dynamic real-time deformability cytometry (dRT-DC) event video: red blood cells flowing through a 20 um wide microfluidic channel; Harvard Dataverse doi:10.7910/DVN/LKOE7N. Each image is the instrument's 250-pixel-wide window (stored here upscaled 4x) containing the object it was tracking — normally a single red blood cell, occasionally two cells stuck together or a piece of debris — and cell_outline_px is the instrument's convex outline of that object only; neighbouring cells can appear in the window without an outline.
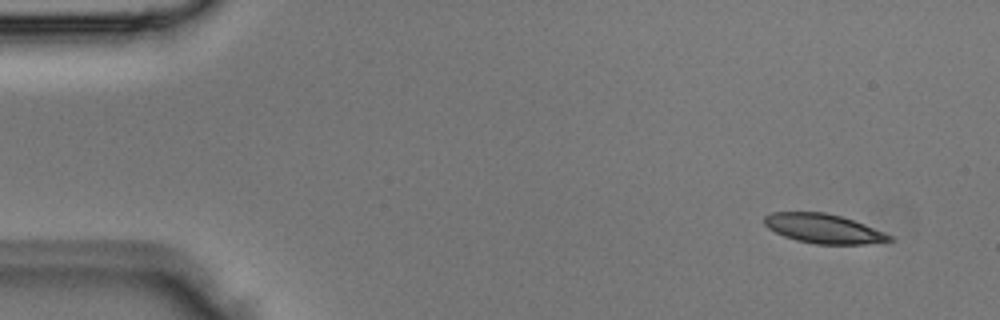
{"species": "Egyptian fruit bat (a non-hibernating species)", "species_latin": "Rousettus aegyptiacus", "temperature_condition": "room temperature", "stored_images_in_passage": 4, "camera_frame_rate_fps": 3000, "um_per_image_px": 0.085, "animal": {"sex": "male"}, "frame": {"image": 1, "passage_image": 1, "time_ms": 0.0, "image_size_px": [1000, 320], "cell_outline_px": [[892, 240], [864, 244], [816, 244], [796, 240], [784, 236], [768, 228], [764, 224], [764, 216], [772, 212], [824, 212], [840, 216], [864, 224], [884, 232], [892, 236]], "centroid_in_image_um": [69.96, 19.43], "position_along_channel_um": 15.0, "area_um2": 21.15}}